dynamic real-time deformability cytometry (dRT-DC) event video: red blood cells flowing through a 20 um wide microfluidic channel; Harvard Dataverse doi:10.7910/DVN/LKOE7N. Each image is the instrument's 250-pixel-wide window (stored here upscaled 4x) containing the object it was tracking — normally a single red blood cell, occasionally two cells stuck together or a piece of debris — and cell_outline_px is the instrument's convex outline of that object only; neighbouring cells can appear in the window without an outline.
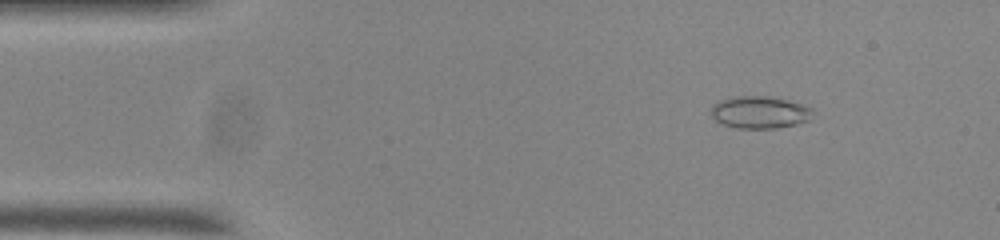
{"species": "common noctule bat (a hibernating species)", "species_latin": "Nyctalus noctula", "temperature_condition": "room temperature", "stored_images_in_passage": 51, "camera_frame_rate_fps": 3000, "um_per_image_px": 0.085, "animal": {"sex": "male", "body_mass_g": 20.0, "forearm_length_mm": 53.3}, "frame": {"image": 1, "passage_image": 4, "time_ms": 1.0, "image_size_px": [1000, 240], "cell_outline_px": [[812, 112], [808, 120], [796, 124], [776, 128], [736, 128], [724, 124], [716, 120], [712, 116], [712, 104], [720, 100], [736, 96], [768, 96], [788, 100], [812, 108]], "centroid_in_image_um": [64.56, 9.54], "position_along_channel_um": 20.4, "area_um2": 18.9}}
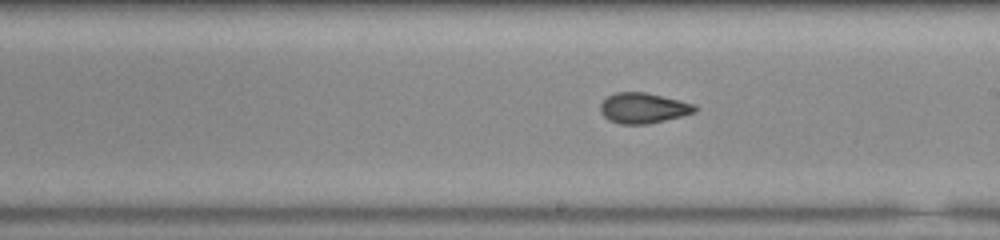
{"frame": {"image": 2, "passage_image": 27, "time_ms": 8.667, "image_size_px": [1000, 240], "cell_outline_px": [[696, 112], [648, 124], [620, 124], [608, 120], [600, 112], [600, 104], [608, 96], [616, 92], [644, 92], [680, 100], [696, 104]], "centroid_in_image_um": [54.66, 9.18], "position_along_channel_um": 234.3, "area_um2": 16.7}}
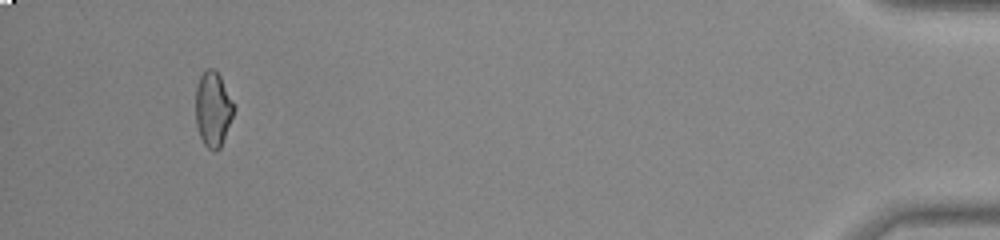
{"frame": {"image": 3, "passage_image": 48, "time_ms": 15.667, "image_size_px": [1000, 240], "cell_outline_px": [[232, 116], [220, 148], [216, 152], [208, 148], [204, 144], [200, 136], [196, 124], [196, 88], [200, 76], [208, 68], [212, 68], [220, 76], [232, 104]], "centroid_in_image_um": [18.06, 9.3], "position_along_channel_um": 417.1, "area_um2": 16.01}, "authors_computed_cell_mechanics": {"area_um2": 16.9354, "velocity_mm_per_s": 3.7442, "shape_relaxation_time_tau1_ms": null, "shape_relaxation_time_tau2_ms": 2.1318, "deformation_change_tau1": null, "deformation_change_tau2": 0.0679}}